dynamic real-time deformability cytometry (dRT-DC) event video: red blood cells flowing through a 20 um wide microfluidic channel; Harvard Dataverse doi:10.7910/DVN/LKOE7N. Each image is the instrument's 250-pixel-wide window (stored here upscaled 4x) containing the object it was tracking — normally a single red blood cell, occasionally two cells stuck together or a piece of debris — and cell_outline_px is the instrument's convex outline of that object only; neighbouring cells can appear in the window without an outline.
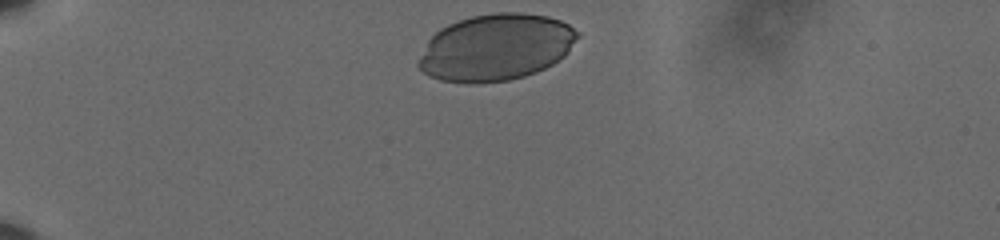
{"species": "human", "species_latin": "Homo sapiens", "temperature_condition": "cold", "stored_images_in_passage": 37, "camera_frame_rate_fps": 3000, "um_per_image_px": 0.085, "donor": {"sex": "male"}, "frame": {"image": 1, "passage_image": 1, "time_ms": 0.0, "image_size_px": [1000, 240], "cell_outline_px": [[580, 36], [568, 52], [564, 56], [552, 64], [536, 72], [524, 76], [508, 80], [472, 84], [440, 80], [428, 76], [416, 64], [428, 40], [440, 28], [448, 24], [472, 16], [492, 12], [524, 12], [548, 16], [560, 20], [568, 24], [580, 32]], "centroid_in_image_um": [42.16, 4.02], "position_along_channel_um": 42.8, "area_um2": 62.08}}